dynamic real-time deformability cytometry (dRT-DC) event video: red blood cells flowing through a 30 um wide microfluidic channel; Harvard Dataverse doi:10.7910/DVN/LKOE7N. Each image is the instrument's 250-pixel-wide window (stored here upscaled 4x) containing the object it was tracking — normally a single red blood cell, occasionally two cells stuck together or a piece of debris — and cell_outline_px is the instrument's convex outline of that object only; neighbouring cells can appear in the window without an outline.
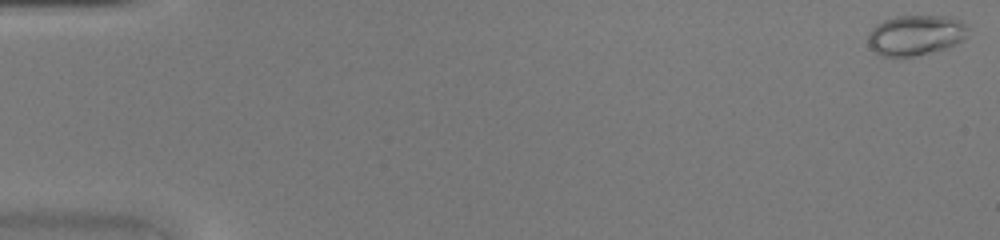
{"species": "common noctule bat (a hibernating species)", "species_latin": "Nyctalus noctula", "temperature_condition": "warm", "stored_images_in_passage": 45, "camera_frame_rate_fps": 3000, "um_per_image_px": 0.085, "animal": {"sex": "female", "body_mass_g": 20.0, "forearm_length_mm": 54.0}, "frame": {"image": 1, "passage_image": 1, "time_ms": 0.0, "image_size_px": [1000, 240], "cell_outline_px": [[968, 28], [964, 36], [960, 40], [944, 48], [912, 56], [880, 56], [868, 44], [868, 32], [876, 24], [884, 20], [896, 16], [952, 16], [960, 20]], "centroid_in_image_um": [77.77, 2.96], "position_along_channel_um": 7.2, "area_um2": 23.06}}
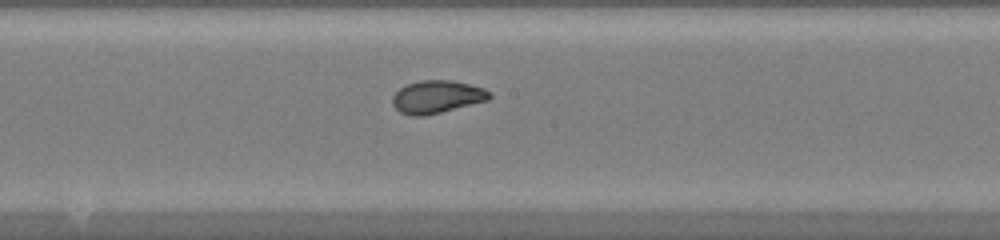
{"frame": {"image": 2, "passage_image": 25, "time_ms": 8.0, "image_size_px": [1000, 240], "cell_outline_px": [[492, 96], [488, 100], [424, 116], [412, 116], [400, 112], [392, 104], [392, 96], [400, 88], [408, 84], [420, 80], [452, 80], [484, 88], [492, 92]], "centroid_in_image_um": [37.14, 8.22], "position_along_channel_um": 211.1, "area_um2": 18.44}}
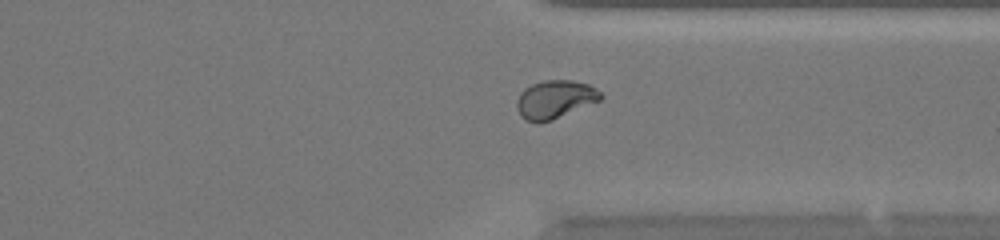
{"frame": {"image": 3, "passage_image": 35, "time_ms": 11.333, "image_size_px": [1000, 240], "cell_outline_px": [[604, 96], [600, 100], [552, 120], [540, 124], [536, 124], [520, 116], [516, 108], [516, 100], [520, 92], [524, 88], [532, 84], [544, 80], [572, 80], [588, 84], [596, 88]], "centroid_in_image_um": [47.14, 8.45], "position_along_channel_um": 364.3, "area_um2": 18.84}}